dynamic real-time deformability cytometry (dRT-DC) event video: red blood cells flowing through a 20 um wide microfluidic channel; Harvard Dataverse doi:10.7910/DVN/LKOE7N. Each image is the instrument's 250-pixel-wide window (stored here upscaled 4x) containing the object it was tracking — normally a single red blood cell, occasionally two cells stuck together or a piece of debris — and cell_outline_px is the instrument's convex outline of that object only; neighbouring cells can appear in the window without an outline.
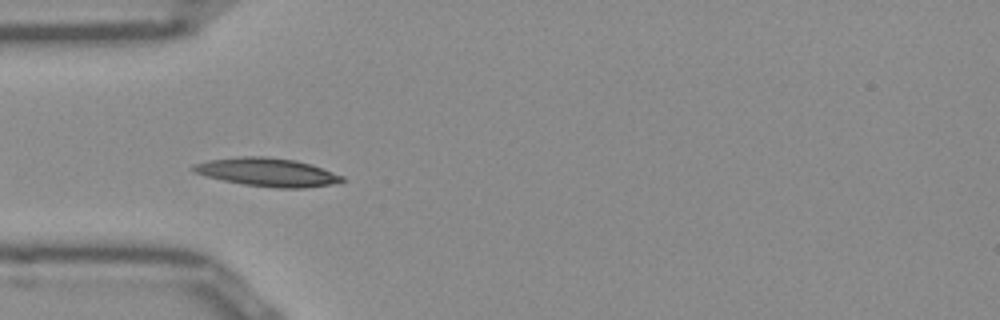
{"species": "Egyptian fruit bat (a non-hibernating species)", "species_latin": "Rousettus aegyptiacus", "temperature_condition": "room temperature", "stored_images_in_passage": 38, "camera_frame_rate_fps": 3000, "um_per_image_px": 0.085, "frame": {"image": 1, "passage_image": 1, "time_ms": 0.0, "image_size_px": [1000, 320], "cell_outline_px": [[344, 180], [332, 184], [304, 188], [276, 188], [244, 184], [224, 180], [192, 172], [188, 168], [192, 164], [208, 160], [244, 156], [264, 156], [296, 160], [344, 176]], "centroid_in_image_um": [22.66, 14.63], "position_along_channel_um": 62.3, "area_um2": 24.39}}
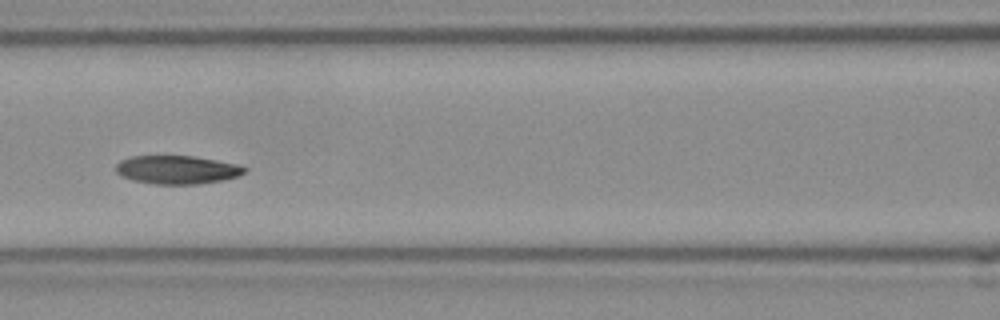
{"frame": {"image": 2, "passage_image": 8, "time_ms": 2.333, "image_size_px": [1000, 320], "cell_outline_px": [[248, 168], [244, 172], [236, 176], [224, 180], [200, 184], [156, 184], [132, 180], [116, 172], [116, 164], [120, 160], [132, 156], [196, 156], [236, 164]], "centroid_in_image_um": [15.05, 14.42], "position_along_channel_um": 151.6, "area_um2": 21.21}}
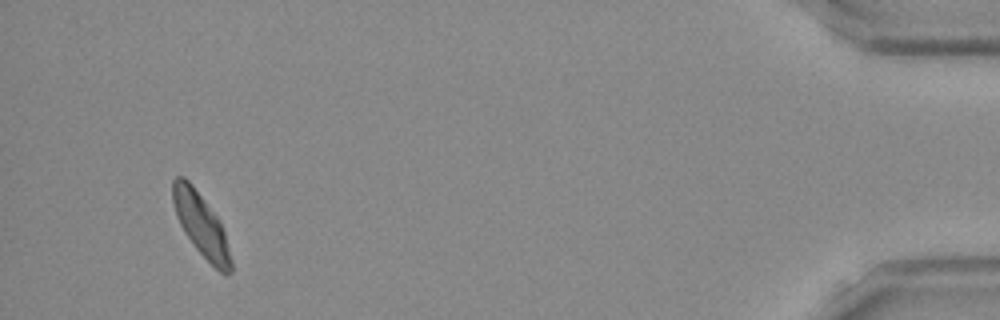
{"frame": {"image": 3, "passage_image": 35, "time_ms": 11.333, "image_size_px": [1000, 320], "cell_outline_px": [[232, 272], [228, 276], [224, 276], [196, 248], [184, 232], [176, 216], [172, 200], [172, 180], [176, 176], [184, 176], [192, 184], [220, 220], [224, 232], [232, 260]], "centroid_in_image_um": [17.09, 19.1], "position_along_channel_um": 418.1, "area_um2": 21.33}, "authors_computed_cell_mechanics": {"area_um2": 21.5594, "velocity_mm_per_s": 3.8415, "shape_relaxation_time_tau1_ms": 3.9591, "shape_relaxation_time_tau2_ms": 10.6792, "deformation_change_tau1": 0.1151, "deformation_change_tau2": 0.1451}}